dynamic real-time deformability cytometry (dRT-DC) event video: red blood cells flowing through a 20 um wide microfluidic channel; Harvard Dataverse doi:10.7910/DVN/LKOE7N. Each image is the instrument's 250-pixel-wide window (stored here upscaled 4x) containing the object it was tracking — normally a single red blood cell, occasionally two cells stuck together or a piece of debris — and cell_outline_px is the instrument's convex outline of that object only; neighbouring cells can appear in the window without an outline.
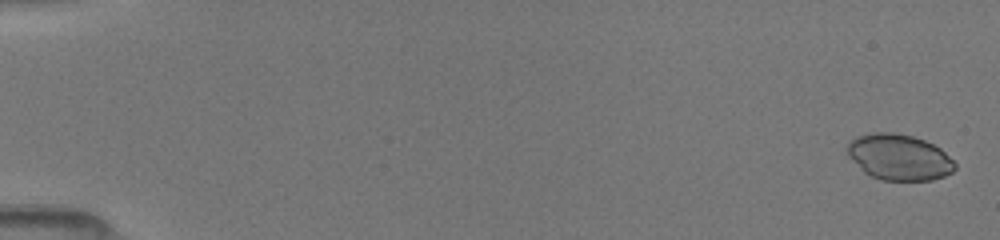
{"species": "common noctule bat (a hibernating species)", "species_latin": "Nyctalus noctula", "temperature_condition": "room temperature", "stored_images_in_passage": 13, "camera_frame_rate_fps": 3000, "um_per_image_px": 0.085, "animal": {"sex": "female", "body_mass_g": 19.5, "forearm_length_mm": 54.1}, "frame": {"image": 1, "passage_image": 2, "time_ms": 0.333, "image_size_px": [1000, 240], "cell_outline_px": [[956, 168], [952, 172], [944, 176], [932, 180], [880, 180], [864, 172], [848, 156], [848, 144], [856, 136], [872, 132], [896, 132], [912, 136], [924, 140], [940, 148], [956, 164]], "centroid_in_image_um": [76.42, 13.36], "position_along_channel_um": 8.6, "area_um2": 28.73}}
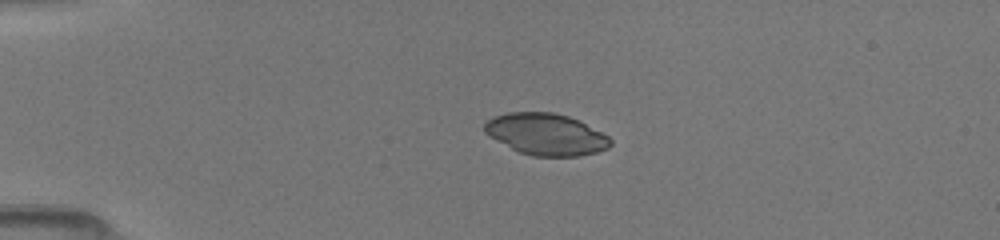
{"frame": {"image": 2, "passage_image": 10, "time_ms": 4.0, "image_size_px": [1000, 240], "cell_outline_px": [[612, 144], [608, 148], [596, 152], [580, 156], [532, 156], [520, 152], [488, 136], [484, 132], [484, 124], [492, 116], [508, 112], [552, 112], [568, 116], [580, 120], [608, 136], [612, 140]], "centroid_in_image_um": [46.41, 11.41], "position_along_channel_um": 38.6, "area_um2": 30.63}}